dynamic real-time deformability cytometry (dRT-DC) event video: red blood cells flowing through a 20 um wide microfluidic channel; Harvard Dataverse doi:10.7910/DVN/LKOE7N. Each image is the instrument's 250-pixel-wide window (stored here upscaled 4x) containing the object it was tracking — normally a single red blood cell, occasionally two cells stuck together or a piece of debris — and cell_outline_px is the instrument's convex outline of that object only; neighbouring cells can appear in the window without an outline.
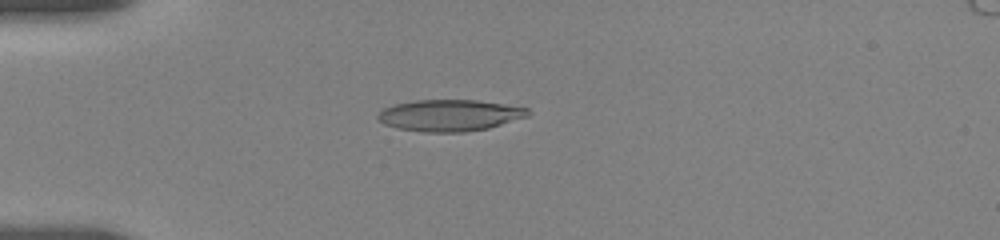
{"species": "human", "species_latin": "Homo sapiens", "temperature_condition": "room temperature", "stored_images_in_passage": 18, "camera_frame_rate_fps": 3000, "um_per_image_px": 0.085, "donor": {"sex": "female"}, "frame": {"image": 1, "passage_image": 6, "time_ms": 4.667, "image_size_px": [1000, 240], "cell_outline_px": [[528, 116], [488, 128], [464, 132], [424, 132], [396, 128], [384, 124], [376, 120], [376, 116], [384, 108], [396, 104], [416, 100], [476, 100], [504, 104], [528, 108]], "centroid_in_image_um": [38.18, 9.81], "position_along_channel_um": 46.8, "area_um2": 27.46}}
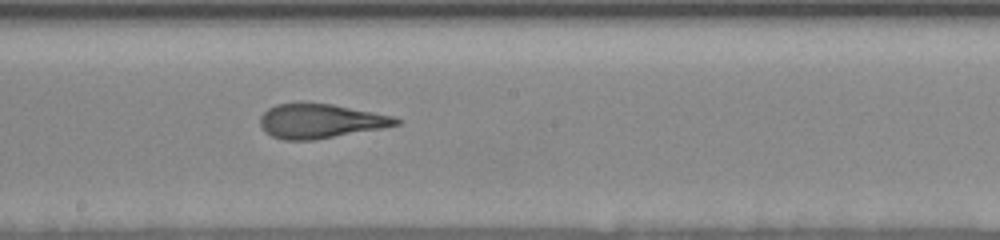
{"frame": {"image": 2, "passage_image": 11, "time_ms": 10.0, "image_size_px": [1000, 240], "cell_outline_px": [[400, 124], [380, 128], [316, 140], [284, 140], [272, 136], [264, 132], [260, 124], [260, 116], [268, 108], [276, 104], [332, 104], [392, 116], [400, 120]], "centroid_in_image_um": [27.19, 10.31], "position_along_channel_um": 221.0, "area_um2": 26.76}}
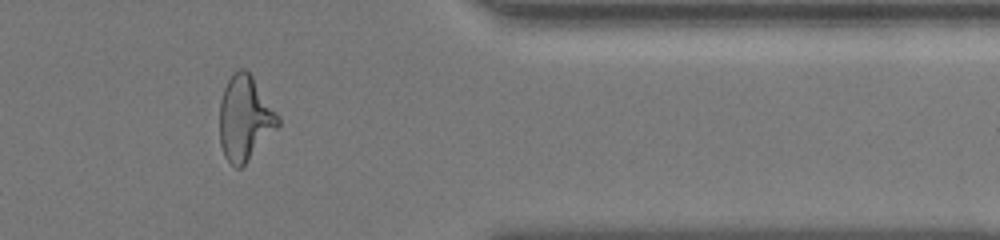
{"frame": {"image": 3, "passage_image": 16, "time_ms": 15.0, "image_size_px": [1000, 240], "cell_outline_px": [[280, 124], [244, 164], [240, 168], [236, 168], [224, 156], [220, 144], [220, 100], [224, 88], [228, 80], [240, 68], [244, 68], [252, 76], [280, 120]], "centroid_in_image_um": [20.78, 10.06], "position_along_channel_um": 390.6, "area_um2": 27.98}, "authors_computed_cell_mechanics": {"area_um2": 27.166, "velocity_mm_per_s": 3.6743, "shape_relaxation_time_tau1_ms": 8.1403, "shape_relaxation_time_tau2_ms": 0.8554, "deformation_change_tau1": 0.2181, "deformation_change_tau2": 0.0691}}